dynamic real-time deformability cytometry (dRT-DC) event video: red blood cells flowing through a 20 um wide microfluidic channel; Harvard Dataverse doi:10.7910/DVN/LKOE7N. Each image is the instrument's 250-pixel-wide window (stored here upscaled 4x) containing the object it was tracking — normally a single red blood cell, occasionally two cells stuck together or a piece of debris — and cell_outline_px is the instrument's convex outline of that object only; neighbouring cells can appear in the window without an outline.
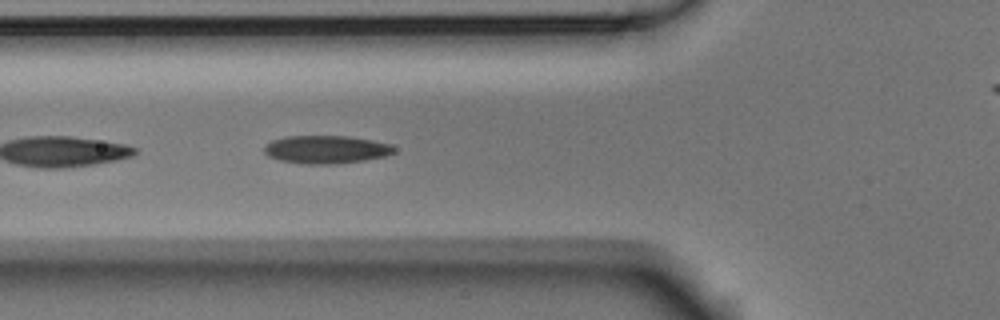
{"species": "Egyptian fruit bat (a non-hibernating species)", "species_latin": "Rousettus aegyptiacus", "temperature_condition": "room temperature", "stored_images_in_passage": 9, "camera_frame_rate_fps": 3000, "um_per_image_px": 0.085, "animal": {"sex": "male"}, "frame": {"image": 1, "passage_image": 4, "time_ms": 1.0, "image_size_px": [1000, 320], "cell_outline_px": [[396, 148], [392, 152], [384, 156], [364, 160], [336, 164], [304, 164], [280, 160], [268, 156], [264, 152], [264, 148], [272, 140], [288, 136], [348, 136], [372, 140], [388, 144]], "centroid_in_image_um": [27.69, 12.71], "position_along_channel_um": 98.1, "area_um2": 20.98}}